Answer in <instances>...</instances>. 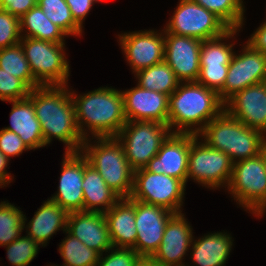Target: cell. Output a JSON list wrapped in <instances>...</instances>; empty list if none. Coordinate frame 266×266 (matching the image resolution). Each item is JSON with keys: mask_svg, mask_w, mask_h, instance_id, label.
<instances>
[{"mask_svg": "<svg viewBox=\"0 0 266 266\" xmlns=\"http://www.w3.org/2000/svg\"><path fill=\"white\" fill-rule=\"evenodd\" d=\"M66 86H38L28 97L33 102L46 146L54 137L66 145L65 152H79L85 139L78 129L75 105Z\"/></svg>", "mask_w": 266, "mask_h": 266, "instance_id": "obj_1", "label": "cell"}, {"mask_svg": "<svg viewBox=\"0 0 266 266\" xmlns=\"http://www.w3.org/2000/svg\"><path fill=\"white\" fill-rule=\"evenodd\" d=\"M224 109L216 91L197 82H180L169 96L168 126L172 133L198 135Z\"/></svg>", "mask_w": 266, "mask_h": 266, "instance_id": "obj_2", "label": "cell"}, {"mask_svg": "<svg viewBox=\"0 0 266 266\" xmlns=\"http://www.w3.org/2000/svg\"><path fill=\"white\" fill-rule=\"evenodd\" d=\"M74 93L70 91L82 137L87 139L88 130L94 136L92 140L96 137H116L127 122L122 91L106 86L83 95Z\"/></svg>", "mask_w": 266, "mask_h": 266, "instance_id": "obj_3", "label": "cell"}, {"mask_svg": "<svg viewBox=\"0 0 266 266\" xmlns=\"http://www.w3.org/2000/svg\"><path fill=\"white\" fill-rule=\"evenodd\" d=\"M200 136L209 147L226 153L233 163L258 156L266 142L260 130L247 127L225 109L203 128Z\"/></svg>", "mask_w": 266, "mask_h": 266, "instance_id": "obj_4", "label": "cell"}, {"mask_svg": "<svg viewBox=\"0 0 266 266\" xmlns=\"http://www.w3.org/2000/svg\"><path fill=\"white\" fill-rule=\"evenodd\" d=\"M96 140L92 145L89 138L85 139L81 153L111 190L120 198H129L135 170L127 161L123 145L116 137H96Z\"/></svg>", "mask_w": 266, "mask_h": 266, "instance_id": "obj_5", "label": "cell"}, {"mask_svg": "<svg viewBox=\"0 0 266 266\" xmlns=\"http://www.w3.org/2000/svg\"><path fill=\"white\" fill-rule=\"evenodd\" d=\"M229 189V190H228ZM227 190L241 207L255 216L266 210V160L258 156L233 163L232 175Z\"/></svg>", "mask_w": 266, "mask_h": 266, "instance_id": "obj_6", "label": "cell"}, {"mask_svg": "<svg viewBox=\"0 0 266 266\" xmlns=\"http://www.w3.org/2000/svg\"><path fill=\"white\" fill-rule=\"evenodd\" d=\"M20 44L35 80L41 86L67 85L70 73L65 43L22 37Z\"/></svg>", "mask_w": 266, "mask_h": 266, "instance_id": "obj_7", "label": "cell"}, {"mask_svg": "<svg viewBox=\"0 0 266 266\" xmlns=\"http://www.w3.org/2000/svg\"><path fill=\"white\" fill-rule=\"evenodd\" d=\"M171 133L168 125L156 121H127L116 138L124 147L129 165L137 170L156 156Z\"/></svg>", "mask_w": 266, "mask_h": 266, "instance_id": "obj_8", "label": "cell"}, {"mask_svg": "<svg viewBox=\"0 0 266 266\" xmlns=\"http://www.w3.org/2000/svg\"><path fill=\"white\" fill-rule=\"evenodd\" d=\"M198 140L197 136L190 145L187 181L192 178L210 189L228 186L233 168L230 157Z\"/></svg>", "mask_w": 266, "mask_h": 266, "instance_id": "obj_9", "label": "cell"}, {"mask_svg": "<svg viewBox=\"0 0 266 266\" xmlns=\"http://www.w3.org/2000/svg\"><path fill=\"white\" fill-rule=\"evenodd\" d=\"M186 185L180 180L165 174L151 173L145 168L134 171L131 199L158 205L174 213H182Z\"/></svg>", "mask_w": 266, "mask_h": 266, "instance_id": "obj_10", "label": "cell"}, {"mask_svg": "<svg viewBox=\"0 0 266 266\" xmlns=\"http://www.w3.org/2000/svg\"><path fill=\"white\" fill-rule=\"evenodd\" d=\"M165 31L202 41L223 35L230 28L214 13L193 0H180Z\"/></svg>", "mask_w": 266, "mask_h": 266, "instance_id": "obj_11", "label": "cell"}, {"mask_svg": "<svg viewBox=\"0 0 266 266\" xmlns=\"http://www.w3.org/2000/svg\"><path fill=\"white\" fill-rule=\"evenodd\" d=\"M240 31L239 28H230L223 35L202 41L200 49V73L197 83L216 91L223 88L228 73L230 61L235 53L233 44L223 42ZM222 41V42H221Z\"/></svg>", "mask_w": 266, "mask_h": 266, "instance_id": "obj_12", "label": "cell"}, {"mask_svg": "<svg viewBox=\"0 0 266 266\" xmlns=\"http://www.w3.org/2000/svg\"><path fill=\"white\" fill-rule=\"evenodd\" d=\"M262 82H266V56L246 43L241 54H233L226 81L218 95L225 104L237 92Z\"/></svg>", "mask_w": 266, "mask_h": 266, "instance_id": "obj_13", "label": "cell"}, {"mask_svg": "<svg viewBox=\"0 0 266 266\" xmlns=\"http://www.w3.org/2000/svg\"><path fill=\"white\" fill-rule=\"evenodd\" d=\"M175 213L165 207L135 200V224L137 231L133 249L150 258L158 249L169 219Z\"/></svg>", "mask_w": 266, "mask_h": 266, "instance_id": "obj_14", "label": "cell"}, {"mask_svg": "<svg viewBox=\"0 0 266 266\" xmlns=\"http://www.w3.org/2000/svg\"><path fill=\"white\" fill-rule=\"evenodd\" d=\"M155 30L133 31L118 35L133 73L164 61L165 33Z\"/></svg>", "mask_w": 266, "mask_h": 266, "instance_id": "obj_15", "label": "cell"}, {"mask_svg": "<svg viewBox=\"0 0 266 266\" xmlns=\"http://www.w3.org/2000/svg\"><path fill=\"white\" fill-rule=\"evenodd\" d=\"M165 33L164 61L180 82H196L200 73L202 40Z\"/></svg>", "mask_w": 266, "mask_h": 266, "instance_id": "obj_16", "label": "cell"}, {"mask_svg": "<svg viewBox=\"0 0 266 266\" xmlns=\"http://www.w3.org/2000/svg\"><path fill=\"white\" fill-rule=\"evenodd\" d=\"M198 135L171 133L159 152L144 167L147 171L165 174L187 183L190 145Z\"/></svg>", "mask_w": 266, "mask_h": 266, "instance_id": "obj_17", "label": "cell"}, {"mask_svg": "<svg viewBox=\"0 0 266 266\" xmlns=\"http://www.w3.org/2000/svg\"><path fill=\"white\" fill-rule=\"evenodd\" d=\"M186 220L184 213H175L167 222L161 243L150 257L160 266H186L182 259L194 238Z\"/></svg>", "mask_w": 266, "mask_h": 266, "instance_id": "obj_18", "label": "cell"}, {"mask_svg": "<svg viewBox=\"0 0 266 266\" xmlns=\"http://www.w3.org/2000/svg\"><path fill=\"white\" fill-rule=\"evenodd\" d=\"M224 105L231 116L266 136V82L246 87Z\"/></svg>", "mask_w": 266, "mask_h": 266, "instance_id": "obj_19", "label": "cell"}, {"mask_svg": "<svg viewBox=\"0 0 266 266\" xmlns=\"http://www.w3.org/2000/svg\"><path fill=\"white\" fill-rule=\"evenodd\" d=\"M64 155L58 191L50 200L68 213L83 211L84 155L81 151L65 152Z\"/></svg>", "mask_w": 266, "mask_h": 266, "instance_id": "obj_20", "label": "cell"}, {"mask_svg": "<svg viewBox=\"0 0 266 266\" xmlns=\"http://www.w3.org/2000/svg\"><path fill=\"white\" fill-rule=\"evenodd\" d=\"M127 121H156L168 125L169 96L141 88L139 85L122 92Z\"/></svg>", "mask_w": 266, "mask_h": 266, "instance_id": "obj_21", "label": "cell"}, {"mask_svg": "<svg viewBox=\"0 0 266 266\" xmlns=\"http://www.w3.org/2000/svg\"><path fill=\"white\" fill-rule=\"evenodd\" d=\"M66 231L100 255L113 244L104 213L78 211L69 213Z\"/></svg>", "mask_w": 266, "mask_h": 266, "instance_id": "obj_22", "label": "cell"}, {"mask_svg": "<svg viewBox=\"0 0 266 266\" xmlns=\"http://www.w3.org/2000/svg\"><path fill=\"white\" fill-rule=\"evenodd\" d=\"M104 215L113 247L133 248L137 238L135 200L120 198Z\"/></svg>", "mask_w": 266, "mask_h": 266, "instance_id": "obj_23", "label": "cell"}, {"mask_svg": "<svg viewBox=\"0 0 266 266\" xmlns=\"http://www.w3.org/2000/svg\"><path fill=\"white\" fill-rule=\"evenodd\" d=\"M7 102L12 103L11 126L4 129L16 133L30 150L46 146L41 124L36 117L31 99L26 97Z\"/></svg>", "mask_w": 266, "mask_h": 266, "instance_id": "obj_24", "label": "cell"}, {"mask_svg": "<svg viewBox=\"0 0 266 266\" xmlns=\"http://www.w3.org/2000/svg\"><path fill=\"white\" fill-rule=\"evenodd\" d=\"M69 213L61 208L56 202L47 199L41 207L35 212L34 217L25 227L26 217L24 215L23 223L27 228V235L35 242L46 246L47 241L51 239L60 229L66 231Z\"/></svg>", "mask_w": 266, "mask_h": 266, "instance_id": "obj_25", "label": "cell"}, {"mask_svg": "<svg viewBox=\"0 0 266 266\" xmlns=\"http://www.w3.org/2000/svg\"><path fill=\"white\" fill-rule=\"evenodd\" d=\"M82 191L83 211L105 213L120 199L85 156Z\"/></svg>", "mask_w": 266, "mask_h": 266, "instance_id": "obj_26", "label": "cell"}, {"mask_svg": "<svg viewBox=\"0 0 266 266\" xmlns=\"http://www.w3.org/2000/svg\"><path fill=\"white\" fill-rule=\"evenodd\" d=\"M233 244L230 234L215 232L192 241L191 259L196 266H225Z\"/></svg>", "mask_w": 266, "mask_h": 266, "instance_id": "obj_27", "label": "cell"}, {"mask_svg": "<svg viewBox=\"0 0 266 266\" xmlns=\"http://www.w3.org/2000/svg\"><path fill=\"white\" fill-rule=\"evenodd\" d=\"M20 32L21 37H30L52 43H65L64 37L68 36L59 26L53 24L46 17L38 5L31 8L20 18Z\"/></svg>", "mask_w": 266, "mask_h": 266, "instance_id": "obj_28", "label": "cell"}, {"mask_svg": "<svg viewBox=\"0 0 266 266\" xmlns=\"http://www.w3.org/2000/svg\"><path fill=\"white\" fill-rule=\"evenodd\" d=\"M141 88L163 93L170 96L178 87L180 81L171 67L165 62L141 69L135 73Z\"/></svg>", "mask_w": 266, "mask_h": 266, "instance_id": "obj_29", "label": "cell"}, {"mask_svg": "<svg viewBox=\"0 0 266 266\" xmlns=\"http://www.w3.org/2000/svg\"><path fill=\"white\" fill-rule=\"evenodd\" d=\"M0 68L22 79L31 89L41 86L34 78L21 44L0 49Z\"/></svg>", "mask_w": 266, "mask_h": 266, "instance_id": "obj_30", "label": "cell"}, {"mask_svg": "<svg viewBox=\"0 0 266 266\" xmlns=\"http://www.w3.org/2000/svg\"><path fill=\"white\" fill-rule=\"evenodd\" d=\"M67 236L59 245V253L64 260V266H96L100 254L87 247L78 238L73 237L67 231Z\"/></svg>", "mask_w": 266, "mask_h": 266, "instance_id": "obj_31", "label": "cell"}, {"mask_svg": "<svg viewBox=\"0 0 266 266\" xmlns=\"http://www.w3.org/2000/svg\"><path fill=\"white\" fill-rule=\"evenodd\" d=\"M37 5L43 10L46 17L68 36L82 35V28L75 22L65 0H37Z\"/></svg>", "mask_w": 266, "mask_h": 266, "instance_id": "obj_32", "label": "cell"}, {"mask_svg": "<svg viewBox=\"0 0 266 266\" xmlns=\"http://www.w3.org/2000/svg\"><path fill=\"white\" fill-rule=\"evenodd\" d=\"M219 17L229 28H242L244 4L242 0H193Z\"/></svg>", "mask_w": 266, "mask_h": 266, "instance_id": "obj_33", "label": "cell"}, {"mask_svg": "<svg viewBox=\"0 0 266 266\" xmlns=\"http://www.w3.org/2000/svg\"><path fill=\"white\" fill-rule=\"evenodd\" d=\"M23 211L17 206L3 201L0 203V246L10 244L19 238L24 230Z\"/></svg>", "mask_w": 266, "mask_h": 266, "instance_id": "obj_34", "label": "cell"}, {"mask_svg": "<svg viewBox=\"0 0 266 266\" xmlns=\"http://www.w3.org/2000/svg\"><path fill=\"white\" fill-rule=\"evenodd\" d=\"M39 245L27 235L20 236L4 247H6L7 258L12 266H27L38 254Z\"/></svg>", "mask_w": 266, "mask_h": 266, "instance_id": "obj_35", "label": "cell"}, {"mask_svg": "<svg viewBox=\"0 0 266 266\" xmlns=\"http://www.w3.org/2000/svg\"><path fill=\"white\" fill-rule=\"evenodd\" d=\"M31 88L20 78H17L0 68V100L13 101L26 98Z\"/></svg>", "mask_w": 266, "mask_h": 266, "instance_id": "obj_36", "label": "cell"}, {"mask_svg": "<svg viewBox=\"0 0 266 266\" xmlns=\"http://www.w3.org/2000/svg\"><path fill=\"white\" fill-rule=\"evenodd\" d=\"M21 38L20 18L0 9V49L19 44Z\"/></svg>", "mask_w": 266, "mask_h": 266, "instance_id": "obj_37", "label": "cell"}, {"mask_svg": "<svg viewBox=\"0 0 266 266\" xmlns=\"http://www.w3.org/2000/svg\"><path fill=\"white\" fill-rule=\"evenodd\" d=\"M108 251L109 255L106 254V257L103 254L99 256L96 266H135L141 259L133 248L111 247Z\"/></svg>", "mask_w": 266, "mask_h": 266, "instance_id": "obj_38", "label": "cell"}, {"mask_svg": "<svg viewBox=\"0 0 266 266\" xmlns=\"http://www.w3.org/2000/svg\"><path fill=\"white\" fill-rule=\"evenodd\" d=\"M26 150L30 149L16 133L6 129L0 130V151L7 158L19 156Z\"/></svg>", "mask_w": 266, "mask_h": 266, "instance_id": "obj_39", "label": "cell"}, {"mask_svg": "<svg viewBox=\"0 0 266 266\" xmlns=\"http://www.w3.org/2000/svg\"><path fill=\"white\" fill-rule=\"evenodd\" d=\"M36 5L37 0H0V9L19 18Z\"/></svg>", "mask_w": 266, "mask_h": 266, "instance_id": "obj_40", "label": "cell"}, {"mask_svg": "<svg viewBox=\"0 0 266 266\" xmlns=\"http://www.w3.org/2000/svg\"><path fill=\"white\" fill-rule=\"evenodd\" d=\"M68 4L72 17L74 18L75 22L82 28L83 27V20L90 12L92 5L96 3L95 0H65Z\"/></svg>", "mask_w": 266, "mask_h": 266, "instance_id": "obj_41", "label": "cell"}, {"mask_svg": "<svg viewBox=\"0 0 266 266\" xmlns=\"http://www.w3.org/2000/svg\"><path fill=\"white\" fill-rule=\"evenodd\" d=\"M246 43L266 56V21L256 29Z\"/></svg>", "mask_w": 266, "mask_h": 266, "instance_id": "obj_42", "label": "cell"}, {"mask_svg": "<svg viewBox=\"0 0 266 266\" xmlns=\"http://www.w3.org/2000/svg\"><path fill=\"white\" fill-rule=\"evenodd\" d=\"M9 158H7L1 151H0V187L8 185L13 179L11 174L7 173L5 170L8 166ZM3 185V186H2Z\"/></svg>", "mask_w": 266, "mask_h": 266, "instance_id": "obj_43", "label": "cell"}, {"mask_svg": "<svg viewBox=\"0 0 266 266\" xmlns=\"http://www.w3.org/2000/svg\"><path fill=\"white\" fill-rule=\"evenodd\" d=\"M135 266H160L154 260L147 257H141Z\"/></svg>", "mask_w": 266, "mask_h": 266, "instance_id": "obj_44", "label": "cell"}, {"mask_svg": "<svg viewBox=\"0 0 266 266\" xmlns=\"http://www.w3.org/2000/svg\"><path fill=\"white\" fill-rule=\"evenodd\" d=\"M261 153L264 155V158L266 160V142L263 145V148H262V152Z\"/></svg>", "mask_w": 266, "mask_h": 266, "instance_id": "obj_45", "label": "cell"}]
</instances>
